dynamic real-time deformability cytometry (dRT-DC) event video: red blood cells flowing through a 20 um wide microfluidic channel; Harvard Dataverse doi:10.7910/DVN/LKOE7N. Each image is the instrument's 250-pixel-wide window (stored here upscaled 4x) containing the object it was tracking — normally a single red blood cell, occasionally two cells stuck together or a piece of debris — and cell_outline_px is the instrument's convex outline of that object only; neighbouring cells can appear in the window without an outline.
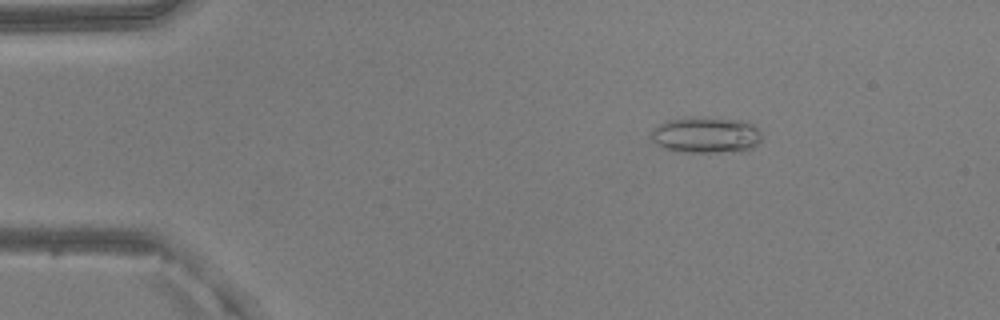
{"species": "common noctule bat (a hibernating species)", "species_latin": "Nyctalus noctula", "temperature_condition": "warm", "stored_images_in_passage": 44, "camera_frame_rate_fps": 3000, "um_per_image_px": 0.085, "animal": {"sex": "male", "body_mass_g": 20.5, "forearm_length_mm": 52.5}, "frame": {"image": 1, "passage_image": 9, "time_ms": 2.667, "image_size_px": [1000, 320], "cell_outline_px": [[764, 140], [760, 144], [748, 152], [676, 152], [664, 148], [656, 144], [652, 140], [652, 128], [664, 120], [688, 116], [696, 116], [748, 120], [760, 128]], "centroid_in_image_um": [60.1, 11.46], "position_along_channel_um": 24.9, "area_um2": 24.68}}
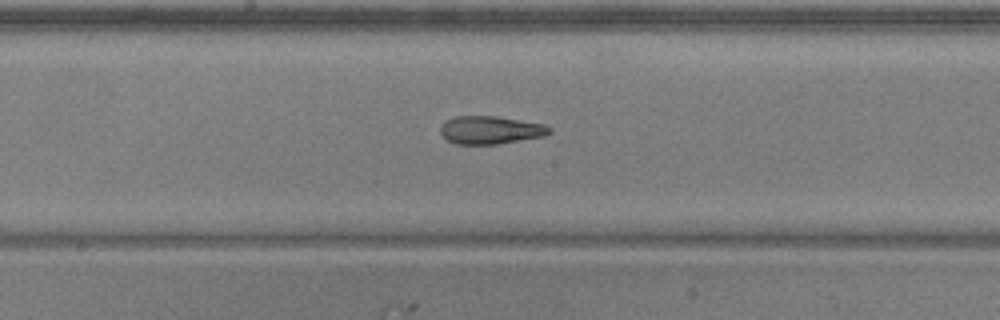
{"frame": {"image": 2, "passage_image": 28, "time_ms": 9.0, "image_size_px": [1000, 320], "cell_outline_px": [[552, 132], [544, 136], [496, 144], [456, 144], [448, 140], [440, 132], [440, 128], [444, 120], [456, 116], [496, 116], [544, 124], [552, 128]], "centroid_in_image_um": [41.69, 11.04], "position_along_channel_um": 206.5, "area_um2": 17.74}}
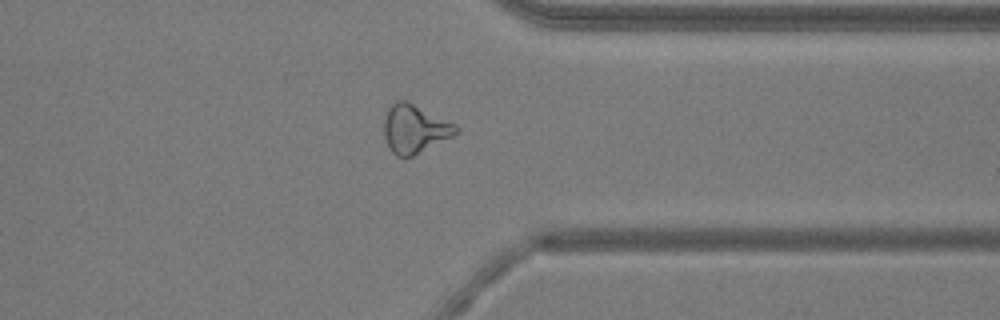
{"frame": {"image": 3, "passage_image": 41, "time_ms": 13.333, "image_size_px": [1000, 320], "cell_outline_px": [[460, 128], [452, 136], [412, 156], [396, 156], [388, 148], [384, 136], [384, 120], [388, 108], [396, 100], [404, 100], [456, 124]], "centroid_in_image_um": [35.21, 10.96], "position_along_channel_um": 376.2, "area_um2": 19.94}, "authors_computed_cell_mechanics": {"area_um2": 19.7098, "velocity_mm_per_s": 3.9992, "shape_relaxation_time_tau1_ms": null, "shape_relaxation_time_tau2_ms": 2.0453, "deformation_change_tau1": null, "deformation_change_tau2": 0.1007}}